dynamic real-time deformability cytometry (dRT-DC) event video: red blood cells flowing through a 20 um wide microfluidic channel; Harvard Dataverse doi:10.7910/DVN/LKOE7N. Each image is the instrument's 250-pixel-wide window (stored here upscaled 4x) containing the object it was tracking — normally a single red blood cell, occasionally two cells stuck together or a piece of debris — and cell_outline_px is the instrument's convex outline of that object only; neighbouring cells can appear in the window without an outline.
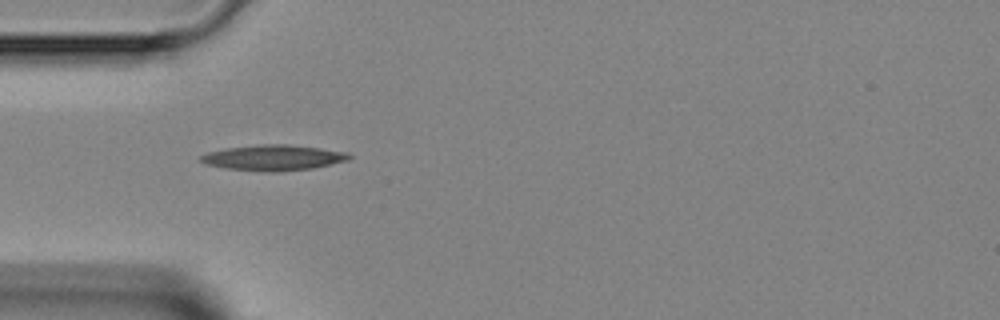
{"species": "Egyptian fruit bat (a non-hibernating species)", "species_latin": "Rousettus aegyptiacus", "temperature_condition": "room temperature", "stored_images_in_passage": 5, "camera_frame_rate_fps": 3000, "um_per_image_px": 0.085, "animal": {"sex": "female"}, "frame": {"image": 1, "passage_image": 5, "time_ms": 4.667, "image_size_px": [1000, 320], "cell_outline_px": [[352, 156], [348, 160], [312, 168], [280, 172], [264, 172], [224, 168], [208, 164], [200, 160], [200, 156], [208, 152], [224, 148], [260, 144], [288, 144], [320, 148], [348, 152]], "centroid_in_image_um": [23.24, 13.4], "position_along_channel_um": 61.8, "area_um2": 22.2}}